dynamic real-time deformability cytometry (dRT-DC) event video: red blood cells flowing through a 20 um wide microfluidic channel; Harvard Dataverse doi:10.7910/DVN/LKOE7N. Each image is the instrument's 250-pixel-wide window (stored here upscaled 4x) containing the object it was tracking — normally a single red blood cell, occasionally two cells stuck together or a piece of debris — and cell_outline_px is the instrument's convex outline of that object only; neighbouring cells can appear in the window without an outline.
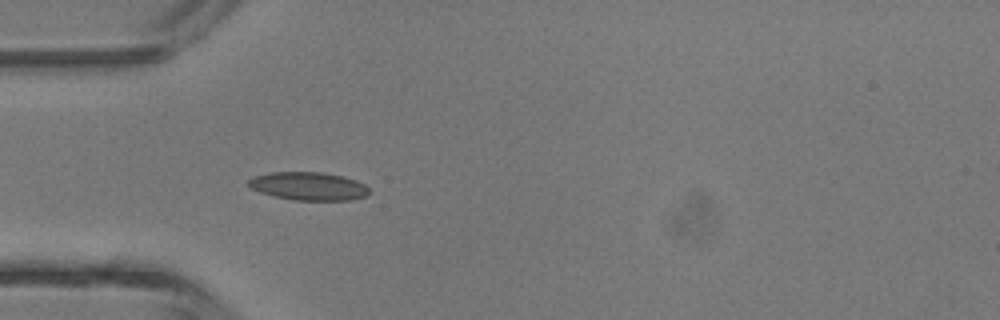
{"species": "common noctule bat (a hibernating species)", "species_latin": "Nyctalus noctula", "temperature_condition": "room temperature", "stored_images_in_passage": 4, "camera_frame_rate_fps": 3000, "um_per_image_px": 0.085, "animal": {"sex": "male", "body_mass_g": 13.3}, "frame": {"image": 1, "passage_image": 4, "time_ms": 3.333, "image_size_px": [1000, 320], "cell_outline_px": [[368, 192], [364, 196], [352, 200], [292, 200], [272, 196], [260, 192], [252, 188], [248, 184], [248, 180], [252, 176], [268, 172], [324, 172], [344, 176], [356, 180], [364, 184], [368, 188]], "centroid_in_image_um": [26.19, 15.81], "position_along_channel_um": 58.8, "area_um2": 19.94}}